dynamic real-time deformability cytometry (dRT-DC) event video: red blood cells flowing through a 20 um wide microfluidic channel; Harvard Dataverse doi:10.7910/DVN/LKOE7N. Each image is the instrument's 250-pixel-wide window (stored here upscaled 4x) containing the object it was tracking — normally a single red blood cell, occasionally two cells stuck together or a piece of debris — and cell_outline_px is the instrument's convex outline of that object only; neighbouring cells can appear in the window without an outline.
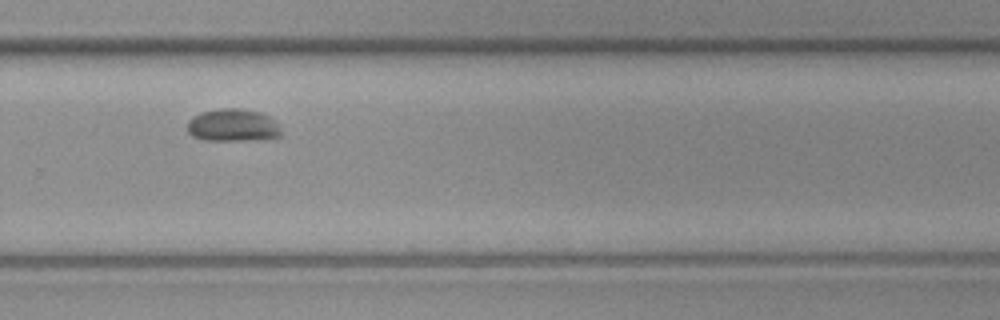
{"species": "common noctule bat (a hibernating species)", "species_latin": "Nyctalus noctula", "temperature_condition": "cold", "stored_images_in_passage": 11, "camera_frame_rate_fps": 3000, "um_per_image_px": 0.085, "animal": {"sex": "female", "body_mass_g": 19.3, "forearm_length_mm": 54.1}, "frame": {"image": 1, "passage_image": 8, "time_ms": 2.333, "image_size_px": [1000, 320], "cell_outline_px": [[280, 136], [256, 140], [204, 140], [192, 136], [188, 132], [188, 120], [204, 112], [220, 108], [236, 108], [260, 112], [268, 116], [280, 128]], "centroid_in_image_um": [19.78, 10.66], "position_along_channel_um": 310.0, "area_um2": 17.51}}